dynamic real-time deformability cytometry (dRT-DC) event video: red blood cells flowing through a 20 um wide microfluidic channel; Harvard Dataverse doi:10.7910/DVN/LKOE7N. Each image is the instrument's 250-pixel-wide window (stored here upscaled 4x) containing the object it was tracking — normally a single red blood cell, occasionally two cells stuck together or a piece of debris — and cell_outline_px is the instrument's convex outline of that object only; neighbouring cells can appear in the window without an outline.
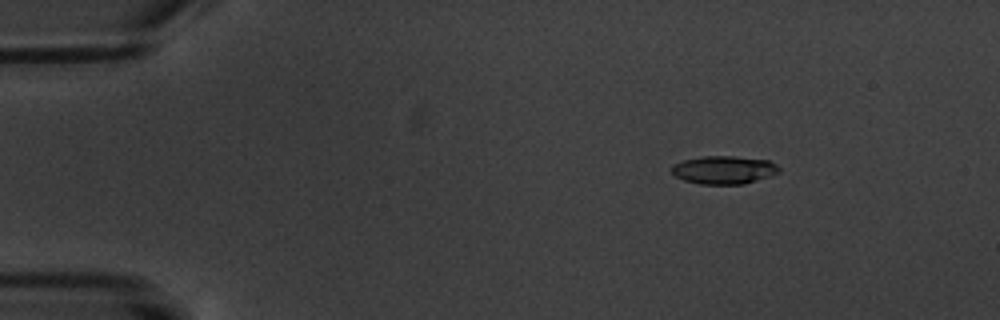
{"species": "common noctule bat (a hibernating species)", "species_latin": "Nyctalus noctula", "temperature_condition": "warm", "stored_images_in_passage": 5, "camera_frame_rate_fps": 3000, "um_per_image_px": 0.085, "animal": {"sex": "male", "body_mass_g": 20.1, "forearm_length_mm": 53.5}, "frame": {"image": 1, "passage_image": 2, "time_ms": 1.0, "image_size_px": [1000, 320], "cell_outline_px": [[780, 172], [744, 184], [700, 184], [684, 180], [676, 176], [672, 172], [672, 164], [684, 160], [700, 156], [736, 156], [768, 160], [776, 164], [780, 168]], "centroid_in_image_um": [61.53, 14.43], "position_along_channel_um": 23.5, "area_um2": 17.57}}
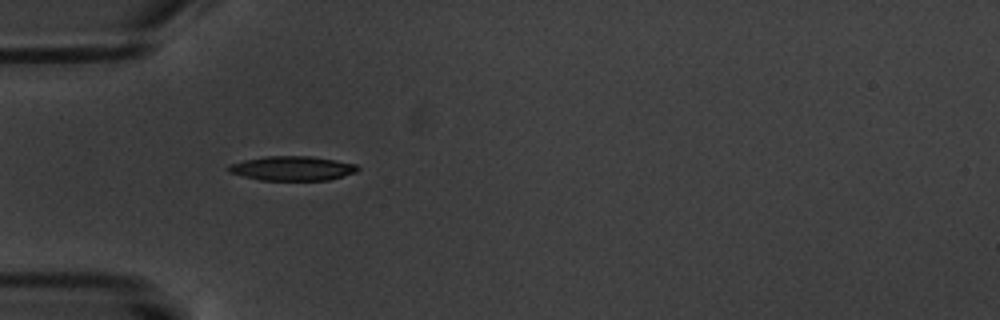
{"frame": {"image": 2, "passage_image": 4, "time_ms": 4.333, "image_size_px": [1000, 320], "cell_outline_px": [[360, 168], [356, 172], [328, 180], [260, 180], [228, 172], [224, 168], [228, 164], [244, 160], [264, 156], [312, 156], [336, 160], [356, 164]], "centroid_in_image_um": [24.8, 14.3], "position_along_channel_um": 60.2, "area_um2": 18.5}}